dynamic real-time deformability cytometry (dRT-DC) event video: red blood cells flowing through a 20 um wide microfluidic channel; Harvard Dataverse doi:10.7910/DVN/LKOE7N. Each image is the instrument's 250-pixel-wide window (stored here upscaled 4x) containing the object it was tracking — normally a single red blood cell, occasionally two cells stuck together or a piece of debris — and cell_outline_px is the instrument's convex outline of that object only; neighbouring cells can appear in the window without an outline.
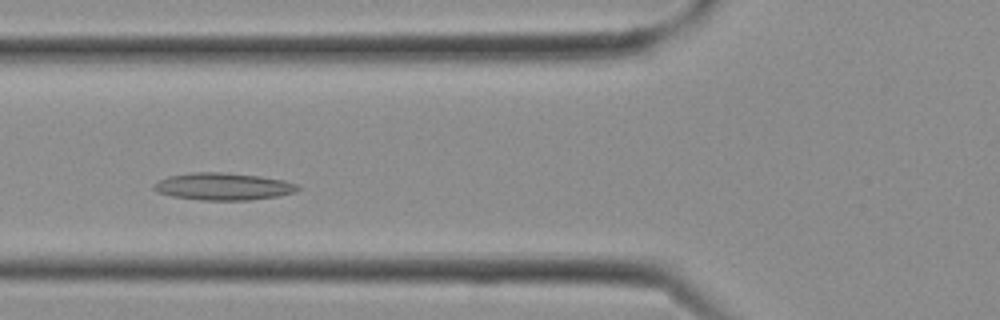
{"species": "Egyptian fruit bat (a non-hibernating species)", "species_latin": "Rousettus aegyptiacus", "temperature_condition": "cold", "stored_images_in_passage": 25, "camera_frame_rate_fps": 3000, "um_per_image_px": 0.085, "frame": {"image": 1, "passage_image": 7, "time_ms": 2.0, "image_size_px": [1000, 320], "cell_outline_px": [[300, 188], [296, 192], [276, 196], [248, 200], [200, 200], [172, 196], [160, 192], [152, 188], [152, 184], [168, 176], [192, 172], [224, 172], [260, 176], [284, 180], [296, 184]], "centroid_in_image_um": [18.96, 15.84], "position_along_channel_um": 106.8, "area_um2": 22.77}}
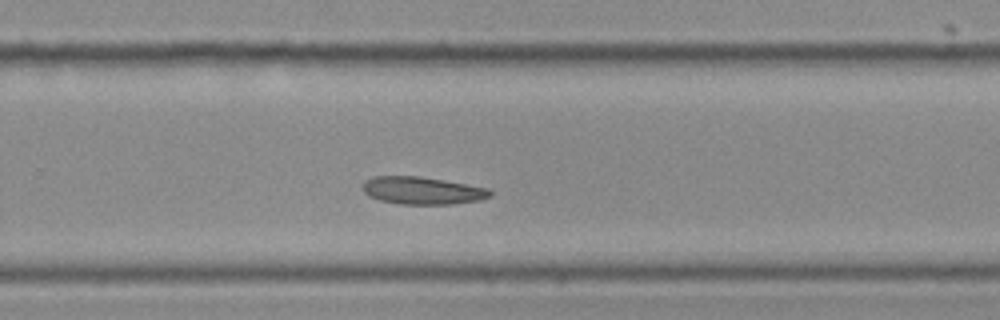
{"frame": {"image": 2, "passage_image": 15, "time_ms": 4.667, "image_size_px": [1000, 320], "cell_outline_px": [[492, 196], [480, 200], [452, 204], [400, 204], [380, 200], [368, 196], [364, 192], [364, 180], [372, 176], [420, 176], [444, 180], [488, 188], [492, 192]], "centroid_in_image_um": [35.9, 16.19], "position_along_channel_um": 293.9, "area_um2": 20.46}}
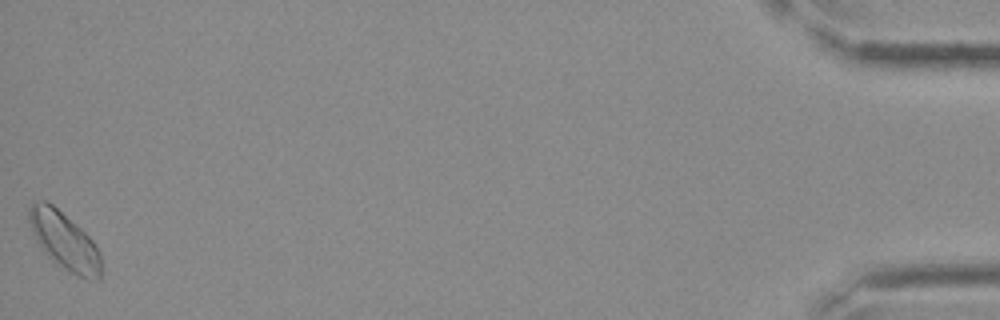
{"frame": {"image": 3, "passage_image": 25, "time_ms": 8.0, "image_size_px": [1000, 320], "cell_outline_px": [[100, 280], [88, 280], [64, 268], [52, 260], [44, 252], [32, 232], [28, 220], [28, 208], [32, 200], [44, 200], [52, 204], [76, 224], [92, 240], [100, 252]], "centroid_in_image_um": [5.44, 20.44], "position_along_channel_um": 429.8, "area_um2": 23.93}}